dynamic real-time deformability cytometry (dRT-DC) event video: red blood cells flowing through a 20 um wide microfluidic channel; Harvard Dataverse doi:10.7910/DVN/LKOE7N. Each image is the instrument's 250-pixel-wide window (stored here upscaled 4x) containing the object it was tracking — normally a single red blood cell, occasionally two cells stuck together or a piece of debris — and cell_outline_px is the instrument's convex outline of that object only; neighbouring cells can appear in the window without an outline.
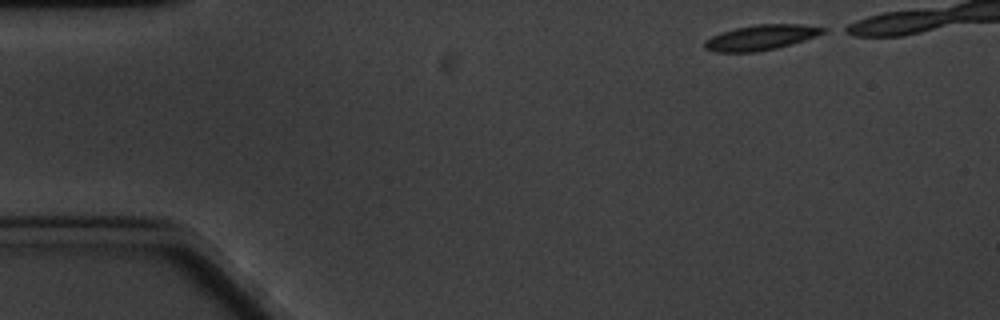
{"species": "common noctule bat (a hibernating species)", "species_latin": "Nyctalus noctula", "temperature_condition": "cold", "stored_images_in_passage": 7, "camera_frame_rate_fps": 3000, "um_per_image_px": 0.085, "animal": {"sex": "male", "body_mass_g": 20.1, "forearm_length_mm": 53.5}, "frame": {"image": 1, "passage_image": 1, "time_ms": 0.0, "image_size_px": [1000, 320], "cell_outline_px": [[828, 32], [792, 44], [776, 48], [756, 52], [716, 52], [704, 48], [704, 40], [720, 32], [736, 28], [756, 24], [804, 24], [828, 28]], "centroid_in_image_um": [64.71, 3.18], "position_along_channel_um": 20.3, "area_um2": 17.57}}